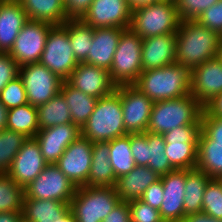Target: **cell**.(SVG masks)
Returning <instances> with one entry per match:
<instances>
[{"label":"cell","instance_id":"cell-1","mask_svg":"<svg viewBox=\"0 0 222 222\" xmlns=\"http://www.w3.org/2000/svg\"><path fill=\"white\" fill-rule=\"evenodd\" d=\"M221 35L196 20L181 21L176 33V63L190 70L217 57Z\"/></svg>","mask_w":222,"mask_h":222},{"label":"cell","instance_id":"cell-2","mask_svg":"<svg viewBox=\"0 0 222 222\" xmlns=\"http://www.w3.org/2000/svg\"><path fill=\"white\" fill-rule=\"evenodd\" d=\"M191 70L175 63L143 71L133 84L152 101L177 99L190 94Z\"/></svg>","mask_w":222,"mask_h":222},{"label":"cell","instance_id":"cell-3","mask_svg":"<svg viewBox=\"0 0 222 222\" xmlns=\"http://www.w3.org/2000/svg\"><path fill=\"white\" fill-rule=\"evenodd\" d=\"M126 134L119 85L112 94L97 100L94 111L81 128V135L95 143L109 142Z\"/></svg>","mask_w":222,"mask_h":222},{"label":"cell","instance_id":"cell-4","mask_svg":"<svg viewBox=\"0 0 222 222\" xmlns=\"http://www.w3.org/2000/svg\"><path fill=\"white\" fill-rule=\"evenodd\" d=\"M204 106L191 94L154 102L147 131L164 134L179 126L201 123Z\"/></svg>","mask_w":222,"mask_h":222},{"label":"cell","instance_id":"cell-5","mask_svg":"<svg viewBox=\"0 0 222 222\" xmlns=\"http://www.w3.org/2000/svg\"><path fill=\"white\" fill-rule=\"evenodd\" d=\"M180 22L175 1L162 0L133 8L130 28L144 39L177 33Z\"/></svg>","mask_w":222,"mask_h":222},{"label":"cell","instance_id":"cell-6","mask_svg":"<svg viewBox=\"0 0 222 222\" xmlns=\"http://www.w3.org/2000/svg\"><path fill=\"white\" fill-rule=\"evenodd\" d=\"M121 201L114 187H77L70 209L77 222H102Z\"/></svg>","mask_w":222,"mask_h":222},{"label":"cell","instance_id":"cell-7","mask_svg":"<svg viewBox=\"0 0 222 222\" xmlns=\"http://www.w3.org/2000/svg\"><path fill=\"white\" fill-rule=\"evenodd\" d=\"M117 85H132L142 73V38L130 27L123 29L109 70Z\"/></svg>","mask_w":222,"mask_h":222},{"label":"cell","instance_id":"cell-8","mask_svg":"<svg viewBox=\"0 0 222 222\" xmlns=\"http://www.w3.org/2000/svg\"><path fill=\"white\" fill-rule=\"evenodd\" d=\"M201 123L179 126L163 134L165 154L175 170H192L197 166L198 138Z\"/></svg>","mask_w":222,"mask_h":222},{"label":"cell","instance_id":"cell-9","mask_svg":"<svg viewBox=\"0 0 222 222\" xmlns=\"http://www.w3.org/2000/svg\"><path fill=\"white\" fill-rule=\"evenodd\" d=\"M39 62L63 81H66L77 67L79 62L74 56L68 29L63 24L54 25L50 29Z\"/></svg>","mask_w":222,"mask_h":222},{"label":"cell","instance_id":"cell-10","mask_svg":"<svg viewBox=\"0 0 222 222\" xmlns=\"http://www.w3.org/2000/svg\"><path fill=\"white\" fill-rule=\"evenodd\" d=\"M19 77L23 81L28 103L35 107L57 95L63 83L62 79L40 62L19 67Z\"/></svg>","mask_w":222,"mask_h":222},{"label":"cell","instance_id":"cell-11","mask_svg":"<svg viewBox=\"0 0 222 222\" xmlns=\"http://www.w3.org/2000/svg\"><path fill=\"white\" fill-rule=\"evenodd\" d=\"M76 189L55 164H48L24 189V198L57 200L70 204Z\"/></svg>","mask_w":222,"mask_h":222},{"label":"cell","instance_id":"cell-12","mask_svg":"<svg viewBox=\"0 0 222 222\" xmlns=\"http://www.w3.org/2000/svg\"><path fill=\"white\" fill-rule=\"evenodd\" d=\"M53 26L45 21L28 20L26 22L9 52L19 67L40 61L47 35Z\"/></svg>","mask_w":222,"mask_h":222},{"label":"cell","instance_id":"cell-13","mask_svg":"<svg viewBox=\"0 0 222 222\" xmlns=\"http://www.w3.org/2000/svg\"><path fill=\"white\" fill-rule=\"evenodd\" d=\"M123 123L127 134L145 133L154 101L132 85H120Z\"/></svg>","mask_w":222,"mask_h":222},{"label":"cell","instance_id":"cell-14","mask_svg":"<svg viewBox=\"0 0 222 222\" xmlns=\"http://www.w3.org/2000/svg\"><path fill=\"white\" fill-rule=\"evenodd\" d=\"M92 146L93 142L80 135L55 163L76 187L87 186L92 162Z\"/></svg>","mask_w":222,"mask_h":222},{"label":"cell","instance_id":"cell-15","mask_svg":"<svg viewBox=\"0 0 222 222\" xmlns=\"http://www.w3.org/2000/svg\"><path fill=\"white\" fill-rule=\"evenodd\" d=\"M132 8L127 0H93L81 20L93 28H129Z\"/></svg>","mask_w":222,"mask_h":222},{"label":"cell","instance_id":"cell-16","mask_svg":"<svg viewBox=\"0 0 222 222\" xmlns=\"http://www.w3.org/2000/svg\"><path fill=\"white\" fill-rule=\"evenodd\" d=\"M66 82L97 99L112 94L117 87L111 80L109 70L84 62L78 63Z\"/></svg>","mask_w":222,"mask_h":222},{"label":"cell","instance_id":"cell-17","mask_svg":"<svg viewBox=\"0 0 222 222\" xmlns=\"http://www.w3.org/2000/svg\"><path fill=\"white\" fill-rule=\"evenodd\" d=\"M47 165L37 140L35 138H27L14 157L7 174L15 183L25 189Z\"/></svg>","mask_w":222,"mask_h":222},{"label":"cell","instance_id":"cell-18","mask_svg":"<svg viewBox=\"0 0 222 222\" xmlns=\"http://www.w3.org/2000/svg\"><path fill=\"white\" fill-rule=\"evenodd\" d=\"M222 92V62L212 58L191 69L190 94L203 106Z\"/></svg>","mask_w":222,"mask_h":222},{"label":"cell","instance_id":"cell-19","mask_svg":"<svg viewBox=\"0 0 222 222\" xmlns=\"http://www.w3.org/2000/svg\"><path fill=\"white\" fill-rule=\"evenodd\" d=\"M81 135V129L74 123L55 125L40 129L34 137L47 164H55L65 149Z\"/></svg>","mask_w":222,"mask_h":222},{"label":"cell","instance_id":"cell-20","mask_svg":"<svg viewBox=\"0 0 222 222\" xmlns=\"http://www.w3.org/2000/svg\"><path fill=\"white\" fill-rule=\"evenodd\" d=\"M164 199L159 209L164 222H182L184 218V194L186 170H174L160 176Z\"/></svg>","mask_w":222,"mask_h":222},{"label":"cell","instance_id":"cell-21","mask_svg":"<svg viewBox=\"0 0 222 222\" xmlns=\"http://www.w3.org/2000/svg\"><path fill=\"white\" fill-rule=\"evenodd\" d=\"M176 63V33L142 39V72Z\"/></svg>","mask_w":222,"mask_h":222},{"label":"cell","instance_id":"cell-22","mask_svg":"<svg viewBox=\"0 0 222 222\" xmlns=\"http://www.w3.org/2000/svg\"><path fill=\"white\" fill-rule=\"evenodd\" d=\"M28 16L17 0H0V53H8Z\"/></svg>","mask_w":222,"mask_h":222},{"label":"cell","instance_id":"cell-23","mask_svg":"<svg viewBox=\"0 0 222 222\" xmlns=\"http://www.w3.org/2000/svg\"><path fill=\"white\" fill-rule=\"evenodd\" d=\"M124 28H94L90 52L84 63L110 70L119 38Z\"/></svg>","mask_w":222,"mask_h":222},{"label":"cell","instance_id":"cell-24","mask_svg":"<svg viewBox=\"0 0 222 222\" xmlns=\"http://www.w3.org/2000/svg\"><path fill=\"white\" fill-rule=\"evenodd\" d=\"M160 180V176L148 166H138L128 174L117 178L115 190L121 201L139 200L145 190Z\"/></svg>","mask_w":222,"mask_h":222},{"label":"cell","instance_id":"cell-25","mask_svg":"<svg viewBox=\"0 0 222 222\" xmlns=\"http://www.w3.org/2000/svg\"><path fill=\"white\" fill-rule=\"evenodd\" d=\"M109 142H95L87 186L115 187L116 177L110 164Z\"/></svg>","mask_w":222,"mask_h":222},{"label":"cell","instance_id":"cell-26","mask_svg":"<svg viewBox=\"0 0 222 222\" xmlns=\"http://www.w3.org/2000/svg\"><path fill=\"white\" fill-rule=\"evenodd\" d=\"M29 20L45 21L53 25H62L69 20L64 0H17Z\"/></svg>","mask_w":222,"mask_h":222},{"label":"cell","instance_id":"cell-27","mask_svg":"<svg viewBox=\"0 0 222 222\" xmlns=\"http://www.w3.org/2000/svg\"><path fill=\"white\" fill-rule=\"evenodd\" d=\"M69 209L68 203L57 200L24 198L22 217L28 222H53Z\"/></svg>","mask_w":222,"mask_h":222},{"label":"cell","instance_id":"cell-28","mask_svg":"<svg viewBox=\"0 0 222 222\" xmlns=\"http://www.w3.org/2000/svg\"><path fill=\"white\" fill-rule=\"evenodd\" d=\"M60 93L70 108L72 123L81 129L94 111L98 99L73 88L66 81H63Z\"/></svg>","mask_w":222,"mask_h":222},{"label":"cell","instance_id":"cell-29","mask_svg":"<svg viewBox=\"0 0 222 222\" xmlns=\"http://www.w3.org/2000/svg\"><path fill=\"white\" fill-rule=\"evenodd\" d=\"M211 178L198 169L186 170L184 217L202 212L204 190Z\"/></svg>","mask_w":222,"mask_h":222},{"label":"cell","instance_id":"cell-30","mask_svg":"<svg viewBox=\"0 0 222 222\" xmlns=\"http://www.w3.org/2000/svg\"><path fill=\"white\" fill-rule=\"evenodd\" d=\"M37 114L40 129L72 123L70 108L60 92L48 102L38 106Z\"/></svg>","mask_w":222,"mask_h":222},{"label":"cell","instance_id":"cell-31","mask_svg":"<svg viewBox=\"0 0 222 222\" xmlns=\"http://www.w3.org/2000/svg\"><path fill=\"white\" fill-rule=\"evenodd\" d=\"M7 129L19 132L26 138H34L40 130L37 107L27 103L8 109Z\"/></svg>","mask_w":222,"mask_h":222},{"label":"cell","instance_id":"cell-32","mask_svg":"<svg viewBox=\"0 0 222 222\" xmlns=\"http://www.w3.org/2000/svg\"><path fill=\"white\" fill-rule=\"evenodd\" d=\"M63 25L68 29V38L76 60L79 63L84 62L90 52L94 28L81 19H69Z\"/></svg>","mask_w":222,"mask_h":222},{"label":"cell","instance_id":"cell-33","mask_svg":"<svg viewBox=\"0 0 222 222\" xmlns=\"http://www.w3.org/2000/svg\"><path fill=\"white\" fill-rule=\"evenodd\" d=\"M110 164L116 179L130 173L136 166L130 149V134L109 141Z\"/></svg>","mask_w":222,"mask_h":222},{"label":"cell","instance_id":"cell-34","mask_svg":"<svg viewBox=\"0 0 222 222\" xmlns=\"http://www.w3.org/2000/svg\"><path fill=\"white\" fill-rule=\"evenodd\" d=\"M24 188L7 174L0 173V213L22 212Z\"/></svg>","mask_w":222,"mask_h":222},{"label":"cell","instance_id":"cell-35","mask_svg":"<svg viewBox=\"0 0 222 222\" xmlns=\"http://www.w3.org/2000/svg\"><path fill=\"white\" fill-rule=\"evenodd\" d=\"M148 167L159 176L168 174L175 169L171 166L165 154V139L163 134H155L147 131Z\"/></svg>","mask_w":222,"mask_h":222},{"label":"cell","instance_id":"cell-36","mask_svg":"<svg viewBox=\"0 0 222 222\" xmlns=\"http://www.w3.org/2000/svg\"><path fill=\"white\" fill-rule=\"evenodd\" d=\"M196 169L218 179L222 175V145H198Z\"/></svg>","mask_w":222,"mask_h":222},{"label":"cell","instance_id":"cell-37","mask_svg":"<svg viewBox=\"0 0 222 222\" xmlns=\"http://www.w3.org/2000/svg\"><path fill=\"white\" fill-rule=\"evenodd\" d=\"M27 138L9 129L0 131V173H7L16 154Z\"/></svg>","mask_w":222,"mask_h":222},{"label":"cell","instance_id":"cell-38","mask_svg":"<svg viewBox=\"0 0 222 222\" xmlns=\"http://www.w3.org/2000/svg\"><path fill=\"white\" fill-rule=\"evenodd\" d=\"M198 145H222V117L212 116L205 108Z\"/></svg>","mask_w":222,"mask_h":222},{"label":"cell","instance_id":"cell-39","mask_svg":"<svg viewBox=\"0 0 222 222\" xmlns=\"http://www.w3.org/2000/svg\"><path fill=\"white\" fill-rule=\"evenodd\" d=\"M202 212L222 220V184L216 178H211L204 190Z\"/></svg>","mask_w":222,"mask_h":222},{"label":"cell","instance_id":"cell-40","mask_svg":"<svg viewBox=\"0 0 222 222\" xmlns=\"http://www.w3.org/2000/svg\"><path fill=\"white\" fill-rule=\"evenodd\" d=\"M0 102L7 109L22 106L28 103L22 79L17 76L10 81L0 92Z\"/></svg>","mask_w":222,"mask_h":222},{"label":"cell","instance_id":"cell-41","mask_svg":"<svg viewBox=\"0 0 222 222\" xmlns=\"http://www.w3.org/2000/svg\"><path fill=\"white\" fill-rule=\"evenodd\" d=\"M181 21L196 20L219 0H174Z\"/></svg>","mask_w":222,"mask_h":222},{"label":"cell","instance_id":"cell-42","mask_svg":"<svg viewBox=\"0 0 222 222\" xmlns=\"http://www.w3.org/2000/svg\"><path fill=\"white\" fill-rule=\"evenodd\" d=\"M131 222H164L160 211L139 200L128 202Z\"/></svg>","mask_w":222,"mask_h":222},{"label":"cell","instance_id":"cell-43","mask_svg":"<svg viewBox=\"0 0 222 222\" xmlns=\"http://www.w3.org/2000/svg\"><path fill=\"white\" fill-rule=\"evenodd\" d=\"M148 147L147 131L130 134V149L136 165L148 166Z\"/></svg>","mask_w":222,"mask_h":222},{"label":"cell","instance_id":"cell-44","mask_svg":"<svg viewBox=\"0 0 222 222\" xmlns=\"http://www.w3.org/2000/svg\"><path fill=\"white\" fill-rule=\"evenodd\" d=\"M196 21L222 35V0L206 9Z\"/></svg>","mask_w":222,"mask_h":222},{"label":"cell","instance_id":"cell-45","mask_svg":"<svg viewBox=\"0 0 222 222\" xmlns=\"http://www.w3.org/2000/svg\"><path fill=\"white\" fill-rule=\"evenodd\" d=\"M17 76H19L17 62L8 53H0V92Z\"/></svg>","mask_w":222,"mask_h":222},{"label":"cell","instance_id":"cell-46","mask_svg":"<svg viewBox=\"0 0 222 222\" xmlns=\"http://www.w3.org/2000/svg\"><path fill=\"white\" fill-rule=\"evenodd\" d=\"M164 199V190L162 181L159 180L154 184H151L145 192L142 194L140 200L149 204L151 207L160 209L162 201Z\"/></svg>","mask_w":222,"mask_h":222},{"label":"cell","instance_id":"cell-47","mask_svg":"<svg viewBox=\"0 0 222 222\" xmlns=\"http://www.w3.org/2000/svg\"><path fill=\"white\" fill-rule=\"evenodd\" d=\"M93 0H64L68 19H81Z\"/></svg>","mask_w":222,"mask_h":222},{"label":"cell","instance_id":"cell-48","mask_svg":"<svg viewBox=\"0 0 222 222\" xmlns=\"http://www.w3.org/2000/svg\"><path fill=\"white\" fill-rule=\"evenodd\" d=\"M102 222H131L128 202L120 201Z\"/></svg>","mask_w":222,"mask_h":222},{"label":"cell","instance_id":"cell-49","mask_svg":"<svg viewBox=\"0 0 222 222\" xmlns=\"http://www.w3.org/2000/svg\"><path fill=\"white\" fill-rule=\"evenodd\" d=\"M204 108L212 116L222 117V92L217 94Z\"/></svg>","mask_w":222,"mask_h":222},{"label":"cell","instance_id":"cell-50","mask_svg":"<svg viewBox=\"0 0 222 222\" xmlns=\"http://www.w3.org/2000/svg\"><path fill=\"white\" fill-rule=\"evenodd\" d=\"M182 222H222V220H217L203 212L190 214L183 218Z\"/></svg>","mask_w":222,"mask_h":222},{"label":"cell","instance_id":"cell-51","mask_svg":"<svg viewBox=\"0 0 222 222\" xmlns=\"http://www.w3.org/2000/svg\"><path fill=\"white\" fill-rule=\"evenodd\" d=\"M22 217V212H1L0 222H18Z\"/></svg>","mask_w":222,"mask_h":222},{"label":"cell","instance_id":"cell-52","mask_svg":"<svg viewBox=\"0 0 222 222\" xmlns=\"http://www.w3.org/2000/svg\"><path fill=\"white\" fill-rule=\"evenodd\" d=\"M8 109L0 102V131L7 129Z\"/></svg>","mask_w":222,"mask_h":222},{"label":"cell","instance_id":"cell-53","mask_svg":"<svg viewBox=\"0 0 222 222\" xmlns=\"http://www.w3.org/2000/svg\"><path fill=\"white\" fill-rule=\"evenodd\" d=\"M53 222H77V220L71 209H69L62 217L58 218V220H54Z\"/></svg>","mask_w":222,"mask_h":222},{"label":"cell","instance_id":"cell-54","mask_svg":"<svg viewBox=\"0 0 222 222\" xmlns=\"http://www.w3.org/2000/svg\"><path fill=\"white\" fill-rule=\"evenodd\" d=\"M129 4L131 5V8L138 7L140 5H146V4H152V3H157L162 0H127Z\"/></svg>","mask_w":222,"mask_h":222},{"label":"cell","instance_id":"cell-55","mask_svg":"<svg viewBox=\"0 0 222 222\" xmlns=\"http://www.w3.org/2000/svg\"><path fill=\"white\" fill-rule=\"evenodd\" d=\"M217 58L222 62V38H221L220 43H219Z\"/></svg>","mask_w":222,"mask_h":222},{"label":"cell","instance_id":"cell-56","mask_svg":"<svg viewBox=\"0 0 222 222\" xmlns=\"http://www.w3.org/2000/svg\"><path fill=\"white\" fill-rule=\"evenodd\" d=\"M18 222H28V221H26L23 217H21V218L18 220Z\"/></svg>","mask_w":222,"mask_h":222},{"label":"cell","instance_id":"cell-57","mask_svg":"<svg viewBox=\"0 0 222 222\" xmlns=\"http://www.w3.org/2000/svg\"><path fill=\"white\" fill-rule=\"evenodd\" d=\"M218 180L221 182L222 184V175L218 178Z\"/></svg>","mask_w":222,"mask_h":222}]
</instances>
